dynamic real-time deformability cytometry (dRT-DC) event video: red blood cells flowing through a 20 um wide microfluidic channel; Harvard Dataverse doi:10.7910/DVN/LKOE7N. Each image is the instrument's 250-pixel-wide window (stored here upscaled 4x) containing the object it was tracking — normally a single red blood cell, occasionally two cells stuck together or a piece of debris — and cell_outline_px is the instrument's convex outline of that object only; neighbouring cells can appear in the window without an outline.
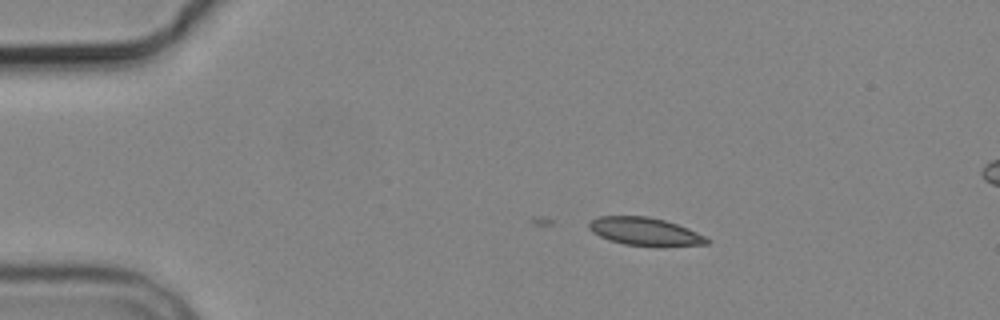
{"species": "common noctule bat (a hibernating species)", "species_latin": "Nyctalus noctula", "temperature_condition": "cold", "stored_images_in_passage": 8, "camera_frame_rate_fps": 3000, "um_per_image_px": 0.085, "animal": {"sex": "male", "body_mass_g": 19.2, "forearm_length_mm": 51.8}, "frame": {"image": 1, "passage_image": 2, "time_ms": 1.0, "image_size_px": [1000, 320], "cell_outline_px": [[712, 240], [708, 244], [664, 248], [624, 244], [608, 240], [592, 232], [588, 228], [588, 224], [592, 220], [600, 216], [648, 216], [664, 220], [688, 228], [708, 236]], "centroid_in_image_um": [54.91, 19.71], "position_along_channel_um": 30.1, "area_um2": 19.83}}
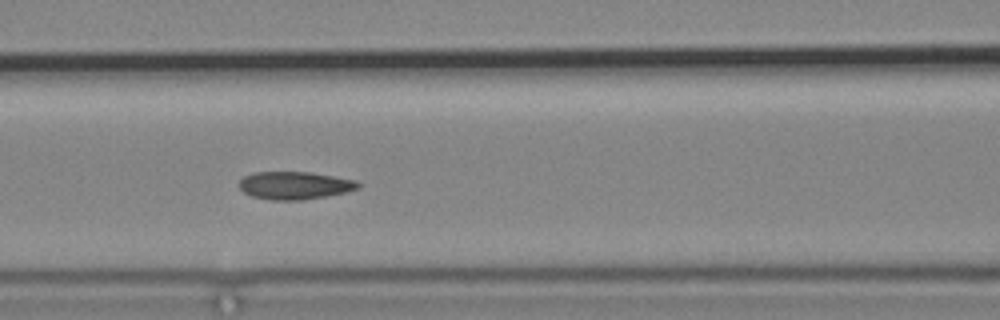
{"frame": {"image": 2, "passage_image": 6, "time_ms": 5.667, "image_size_px": [1000, 320], "cell_outline_px": [[360, 188], [348, 192], [304, 200], [268, 200], [252, 196], [244, 192], [240, 188], [240, 180], [244, 176], [252, 172], [308, 172], [356, 180], [360, 184]], "centroid_in_image_um": [25.06, 15.77], "position_along_channel_um": 141.5, "area_um2": 19.31}}
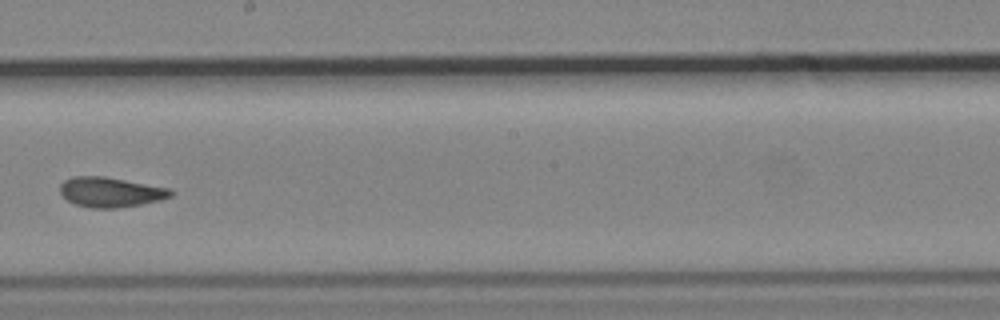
{"frame": {"image": 3, "passage_image": 8, "time_ms": 8.333, "image_size_px": [1000, 320], "cell_outline_px": [[172, 196], [160, 200], [140, 204], [116, 208], [88, 208], [76, 204], [68, 200], [60, 192], [60, 184], [64, 180], [72, 176], [104, 176], [172, 188]], "centroid_in_image_um": [9.4, 16.32], "position_along_channel_um": 238.8, "area_um2": 19.36}}